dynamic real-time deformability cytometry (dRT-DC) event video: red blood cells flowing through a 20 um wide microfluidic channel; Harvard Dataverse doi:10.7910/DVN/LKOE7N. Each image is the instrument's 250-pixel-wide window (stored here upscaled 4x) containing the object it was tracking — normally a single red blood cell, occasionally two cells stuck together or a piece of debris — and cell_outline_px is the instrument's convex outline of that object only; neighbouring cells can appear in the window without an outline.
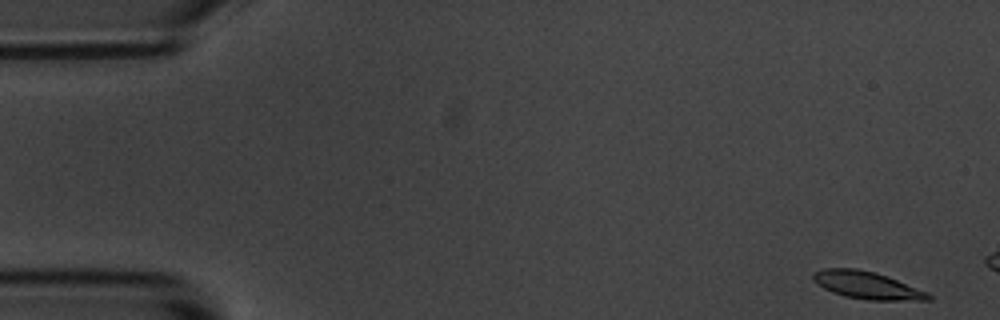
{"species": "common noctule bat (a hibernating species)", "species_latin": "Nyctalus noctula", "temperature_condition": "room temperature", "stored_images_in_passage": 8, "camera_frame_rate_fps": 3000, "um_per_image_px": 0.085, "animal": {"sex": "male", "body_mass_g": 20.1, "forearm_length_mm": 53.5}, "frame": {"image": 1, "passage_image": 1, "time_ms": 0.0, "image_size_px": [1000, 320], "cell_outline_px": [[932, 300], [868, 300], [844, 296], [832, 292], [816, 284], [812, 280], [812, 272], [824, 268], [856, 268], [888, 276], [928, 292], [932, 296]], "centroid_in_image_um": [73.67, 24.24], "position_along_channel_um": 11.3, "area_um2": 18.5}}